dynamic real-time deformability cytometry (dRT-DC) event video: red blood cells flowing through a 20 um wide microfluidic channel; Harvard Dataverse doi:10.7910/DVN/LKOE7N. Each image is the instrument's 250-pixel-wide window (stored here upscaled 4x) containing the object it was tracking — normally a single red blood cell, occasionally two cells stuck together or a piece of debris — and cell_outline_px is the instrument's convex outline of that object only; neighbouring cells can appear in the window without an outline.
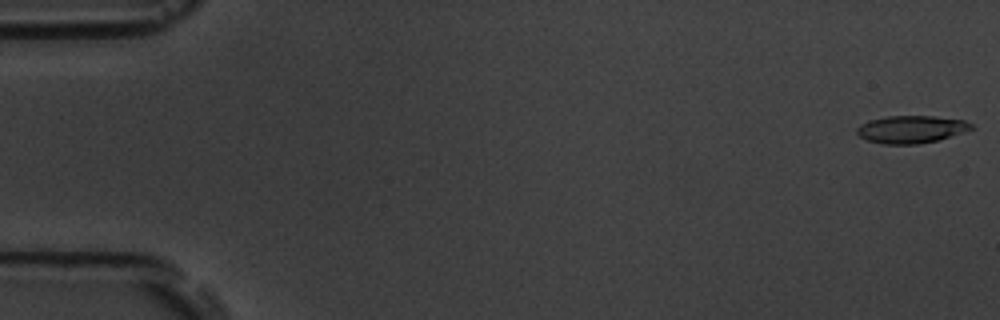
{"species": "common noctule bat (a hibernating species)", "species_latin": "Nyctalus noctula", "temperature_condition": "room temperature", "stored_images_in_passage": 54, "camera_frame_rate_fps": 3000, "um_per_image_px": 0.085, "animal": {"sex": "male", "body_mass_g": 19.5, "forearm_length_mm": 54.6}, "frame": {"image": 1, "passage_image": 1, "time_ms": 0.0, "image_size_px": [1000, 320], "cell_outline_px": [[976, 128], [936, 140], [916, 144], [884, 144], [868, 140], [860, 136], [856, 132], [856, 128], [860, 124], [868, 120], [888, 116], [932, 116], [964, 120], [972, 124]], "centroid_in_image_um": [77.43, 10.98], "position_along_channel_um": 7.6, "area_um2": 18.21}}
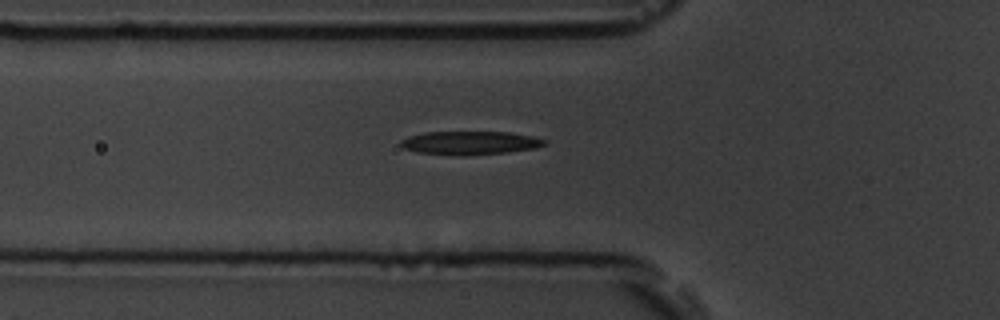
{"frame": {"image": 2, "passage_image": 19, "time_ms": 6.0, "image_size_px": [1000, 320], "cell_outline_px": [[548, 140], [544, 144], [536, 148], [508, 152], [464, 156], [460, 156], [416, 152], [404, 148], [400, 144], [400, 140], [408, 136], [424, 132], [508, 132], [532, 136]], "centroid_in_image_um": [39.93, 12.15], "position_along_channel_um": 85.9, "area_um2": 19.77}}
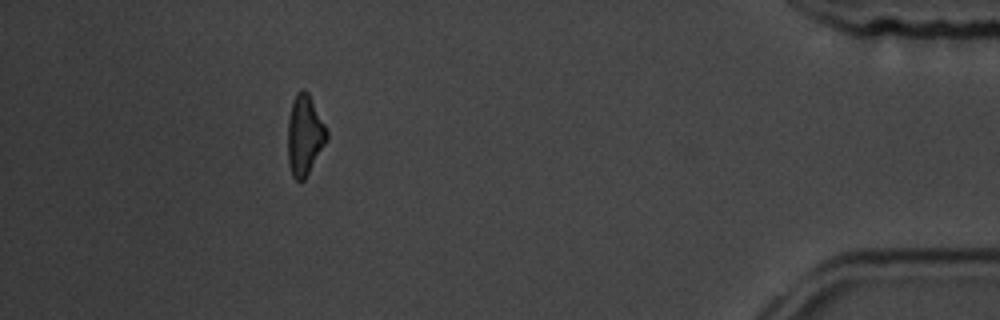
{"frame": {"image": 3, "passage_image": 49, "time_ms": 16.0, "image_size_px": [1000, 320], "cell_outline_px": [[328, 140], [304, 180], [296, 180], [292, 176], [288, 164], [288, 120], [292, 100], [296, 92], [300, 88], [304, 88], [308, 92], [328, 132]], "centroid_in_image_um": [25.88, 11.47], "position_along_channel_um": 409.3, "area_um2": 18.32}, "authors_computed_cell_mechanics": {"area_um2": 19.3341, "velocity_mm_per_s": 3.7918, "shape_relaxation_time_tau1_ms": 2.9676, "shape_relaxation_time_tau2_ms": 6.7048, "deformation_change_tau1": 0.172, "deformation_change_tau2": 0.2171}}